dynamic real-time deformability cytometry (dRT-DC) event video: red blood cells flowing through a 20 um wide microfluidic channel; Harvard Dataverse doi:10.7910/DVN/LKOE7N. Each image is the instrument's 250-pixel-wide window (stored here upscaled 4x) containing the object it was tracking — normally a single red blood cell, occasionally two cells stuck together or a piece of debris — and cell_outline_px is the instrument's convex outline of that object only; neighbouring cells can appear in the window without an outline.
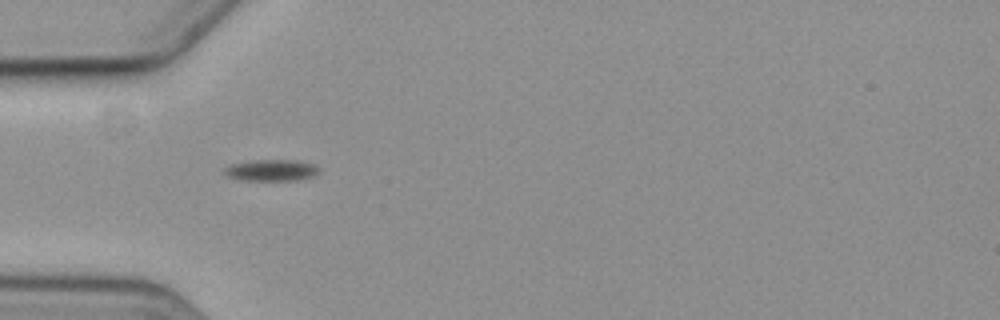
{"species": "common noctule bat (a hibernating species)", "species_latin": "Nyctalus noctula", "temperature_condition": "cold", "stored_images_in_passage": 4, "camera_frame_rate_fps": 3000, "um_per_image_px": 0.085, "animal": {"sex": "female", "body_mass_g": 19.3, "forearm_length_mm": 54.1}, "frame": {"image": 1, "passage_image": 1, "time_ms": 0.0, "image_size_px": [1000, 320], "cell_outline_px": [[320, 172], [312, 176], [296, 180], [240, 180], [228, 176], [224, 172], [224, 168], [232, 164], [256, 160], [296, 160], [316, 164], [320, 168]], "centroid_in_image_um": [23.11, 14.46], "position_along_channel_um": 61.9, "area_um2": 11.79}}